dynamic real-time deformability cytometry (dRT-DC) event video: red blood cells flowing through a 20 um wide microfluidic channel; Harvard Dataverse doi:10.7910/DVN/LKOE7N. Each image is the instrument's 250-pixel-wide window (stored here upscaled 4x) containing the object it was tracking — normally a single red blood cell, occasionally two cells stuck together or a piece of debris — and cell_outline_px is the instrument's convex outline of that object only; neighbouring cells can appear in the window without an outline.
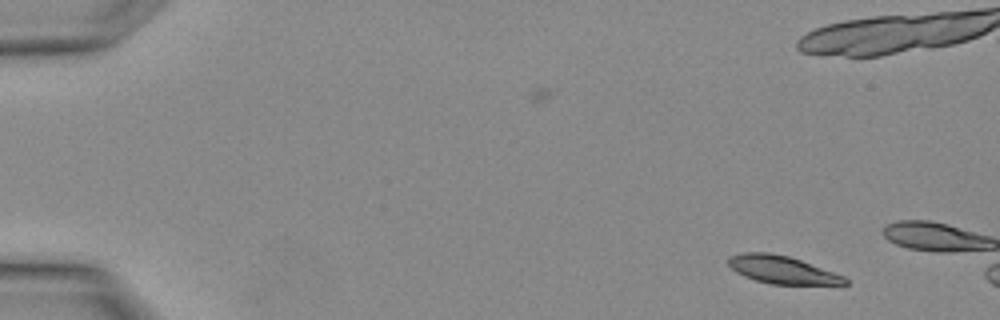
{"species": "Egyptian fruit bat (a non-hibernating species)", "species_latin": "Rousettus aegyptiacus", "temperature_condition": "warm", "stored_images_in_passage": 3, "camera_frame_rate_fps": 3000, "um_per_image_px": 0.085, "animal": {"sex": "female"}, "frame": {"image": 1, "passage_image": 1, "time_ms": 0.0, "image_size_px": [1000, 320], "cell_outline_px": [[848, 284], [772, 284], [756, 280], [744, 276], [736, 272], [728, 264], [728, 256], [740, 252], [768, 252], [788, 256], [800, 260], [844, 276], [848, 280]], "centroid_in_image_um": [66.43, 22.91], "position_along_channel_um": 18.6, "area_um2": 18.67}}